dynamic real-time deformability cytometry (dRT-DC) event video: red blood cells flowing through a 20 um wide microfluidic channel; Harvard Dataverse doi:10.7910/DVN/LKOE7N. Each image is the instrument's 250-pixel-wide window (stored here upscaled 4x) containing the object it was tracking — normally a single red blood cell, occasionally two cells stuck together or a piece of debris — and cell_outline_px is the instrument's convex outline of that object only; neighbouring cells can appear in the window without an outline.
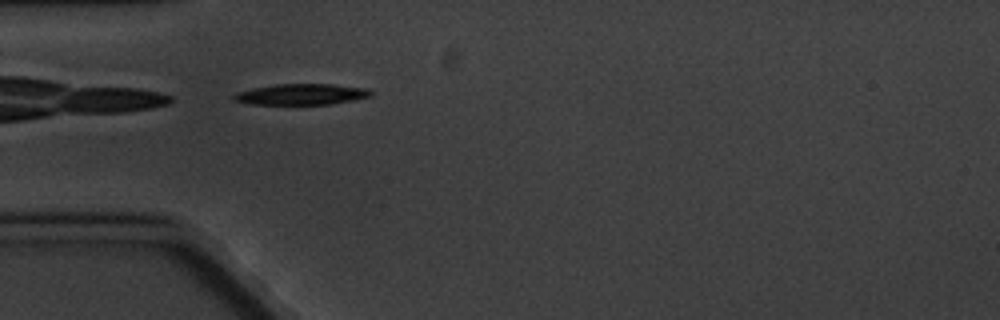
{"species": "common noctule bat (a hibernating species)", "species_latin": "Nyctalus noctula", "temperature_condition": "cold", "stored_images_in_passage": 5, "camera_frame_rate_fps": 3000, "um_per_image_px": 0.085, "animal": {"sex": "male", "body_mass_g": 20.1, "forearm_length_mm": 53.5}, "frame": {"image": 1, "passage_image": 5, "time_ms": 4.667, "image_size_px": [1000, 320], "cell_outline_px": [[372, 96], [352, 100], [328, 104], [252, 104], [232, 100], [232, 96], [236, 92], [252, 88], [276, 84], [332, 84], [368, 88], [372, 92]], "centroid_in_image_um": [25.6, 8.01], "position_along_channel_um": 59.4, "area_um2": 16.7}}